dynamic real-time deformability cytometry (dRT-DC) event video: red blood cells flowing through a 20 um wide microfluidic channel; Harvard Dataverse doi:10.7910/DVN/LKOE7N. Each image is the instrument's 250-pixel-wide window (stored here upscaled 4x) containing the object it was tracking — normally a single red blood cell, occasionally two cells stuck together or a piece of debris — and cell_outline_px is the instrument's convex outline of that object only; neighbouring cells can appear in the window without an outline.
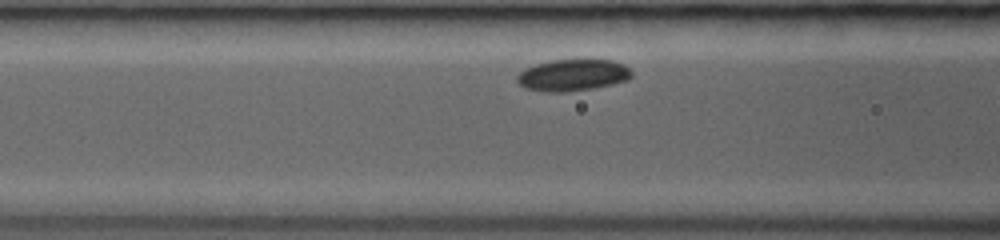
{"species": "common noctule bat (a hibernating species)", "species_latin": "Nyctalus noctula", "temperature_condition": "room temperature", "stored_images_in_passage": 5, "camera_frame_rate_fps": 3000, "um_per_image_px": 0.085, "animal": {"sex": "female", "body_mass_g": 19.0, "forearm_length_mm": 53.3}, "frame": {"image": 1, "passage_image": 4, "time_ms": 1.0, "image_size_px": [1000, 240], "cell_outline_px": [[632, 76], [628, 80], [612, 84], [592, 88], [564, 92], [544, 92], [524, 88], [516, 80], [516, 76], [524, 68], [548, 60], [612, 60], [624, 64], [632, 72]], "centroid_in_image_um": [48.65, 6.38], "position_along_channel_um": 117.9, "area_um2": 21.21}}